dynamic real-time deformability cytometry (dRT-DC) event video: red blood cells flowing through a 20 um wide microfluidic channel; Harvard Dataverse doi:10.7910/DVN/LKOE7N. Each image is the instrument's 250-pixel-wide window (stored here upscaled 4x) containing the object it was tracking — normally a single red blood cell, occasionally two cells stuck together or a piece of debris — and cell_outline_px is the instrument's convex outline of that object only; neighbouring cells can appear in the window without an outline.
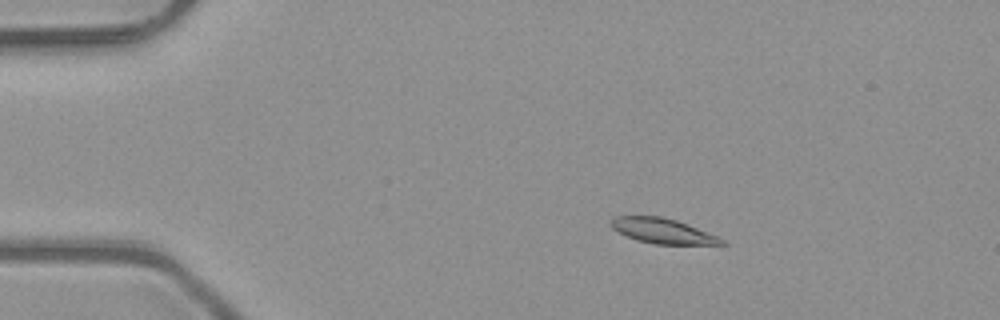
{"species": "common noctule bat (a hibernating species)", "species_latin": "Nyctalus noctula", "temperature_condition": "room temperature", "stored_images_in_passage": 6, "camera_frame_rate_fps": 3000, "um_per_image_px": 0.085, "animal": {"sex": "male", "body_mass_g": 23.1, "forearm_length_mm": 52.7}, "frame": {"image": 1, "passage_image": 2, "time_ms": 0.333, "image_size_px": [1000, 320], "cell_outline_px": [[728, 244], [656, 244], [636, 240], [612, 228], [608, 224], [608, 220], [612, 216], [660, 216], [676, 220], [688, 224], [716, 236], [724, 240]], "centroid_in_image_um": [56.26, 19.61], "position_along_channel_um": 28.7, "area_um2": 16.07}}
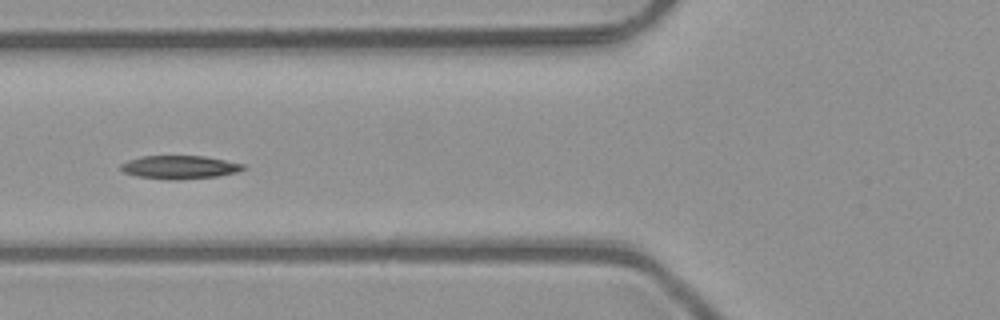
{"frame": {"image": 2, "passage_image": 5, "time_ms": 1.333, "image_size_px": [1000, 320], "cell_outline_px": [[248, 168], [236, 172], [216, 176], [180, 180], [172, 180], [136, 176], [124, 172], [120, 168], [120, 164], [128, 160], [144, 156], [204, 156], [244, 164]], "centroid_in_image_um": [15.27, 14.21], "position_along_channel_um": 110.5, "area_um2": 16.59}}
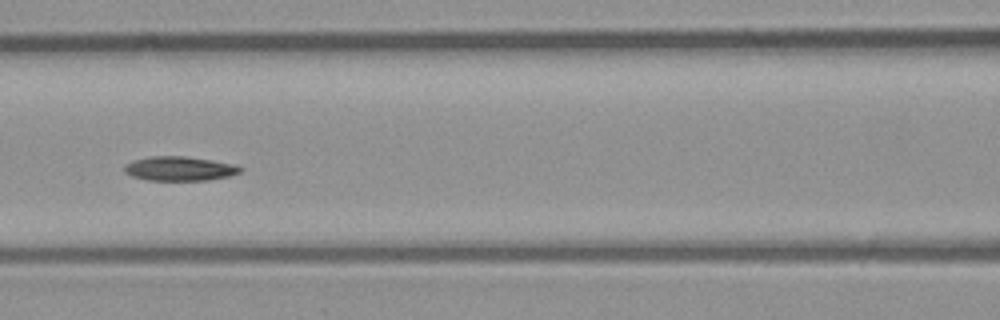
{"frame": {"image": 3, "passage_image": 6, "time_ms": 1.667, "image_size_px": [1000, 320], "cell_outline_px": [[244, 168], [240, 172], [228, 176], [208, 180], [148, 180], [132, 176], [124, 172], [124, 168], [132, 160], [148, 156], [184, 156], [212, 160], [236, 164]], "centroid_in_image_um": [15.28, 14.32], "position_along_channel_um": 151.3, "area_um2": 16.42}}